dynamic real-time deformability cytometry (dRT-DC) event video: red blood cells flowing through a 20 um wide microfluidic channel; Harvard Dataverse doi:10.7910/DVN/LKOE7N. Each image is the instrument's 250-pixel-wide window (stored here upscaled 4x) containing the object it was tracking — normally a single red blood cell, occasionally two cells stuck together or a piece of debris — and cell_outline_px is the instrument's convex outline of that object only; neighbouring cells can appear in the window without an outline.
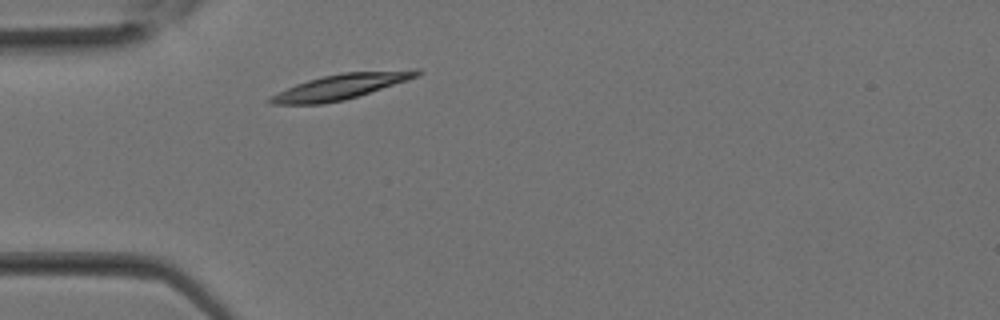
{"species": "Egyptian fruit bat (a non-hibernating species)", "species_latin": "Rousettus aegyptiacus", "temperature_condition": "room temperature", "stored_images_in_passage": 7, "camera_frame_rate_fps": 3000, "um_per_image_px": 0.085, "animal": {"sex": "female"}, "frame": {"image": 1, "passage_image": 1, "time_ms": 0.0, "image_size_px": [1000, 320], "cell_outline_px": [[420, 76], [344, 100], [324, 104], [272, 104], [264, 100], [296, 84], [308, 80], [324, 76], [344, 72], [416, 68], [420, 68]], "centroid_in_image_um": [29.03, 7.34], "position_along_channel_um": 56.0, "area_um2": 21.56}}
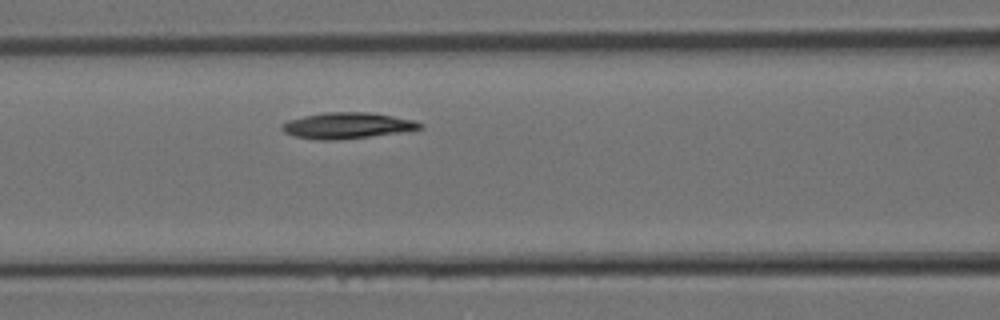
{"frame": {"image": 2, "passage_image": 5, "time_ms": 1.333, "image_size_px": [1000, 320], "cell_outline_px": [[424, 128], [400, 132], [336, 140], [316, 140], [292, 136], [284, 132], [280, 128], [280, 124], [288, 120], [304, 116], [324, 112], [368, 112], [392, 116], [412, 120], [424, 124]], "centroid_in_image_um": [29.45, 10.67], "position_along_channel_um": 137.2, "area_um2": 20.92}}
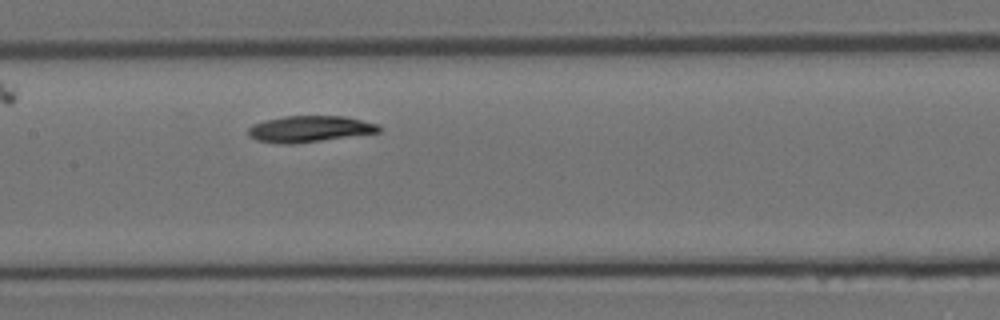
{"frame": {"image": 3, "passage_image": 7, "time_ms": 2.0, "image_size_px": [1000, 320], "cell_outline_px": [[380, 132], [292, 144], [284, 144], [256, 140], [248, 136], [248, 128], [252, 124], [284, 116], [344, 116], [376, 124], [380, 128]], "centroid_in_image_um": [26.27, 10.96], "position_along_channel_um": 181.1, "area_um2": 19.71}}